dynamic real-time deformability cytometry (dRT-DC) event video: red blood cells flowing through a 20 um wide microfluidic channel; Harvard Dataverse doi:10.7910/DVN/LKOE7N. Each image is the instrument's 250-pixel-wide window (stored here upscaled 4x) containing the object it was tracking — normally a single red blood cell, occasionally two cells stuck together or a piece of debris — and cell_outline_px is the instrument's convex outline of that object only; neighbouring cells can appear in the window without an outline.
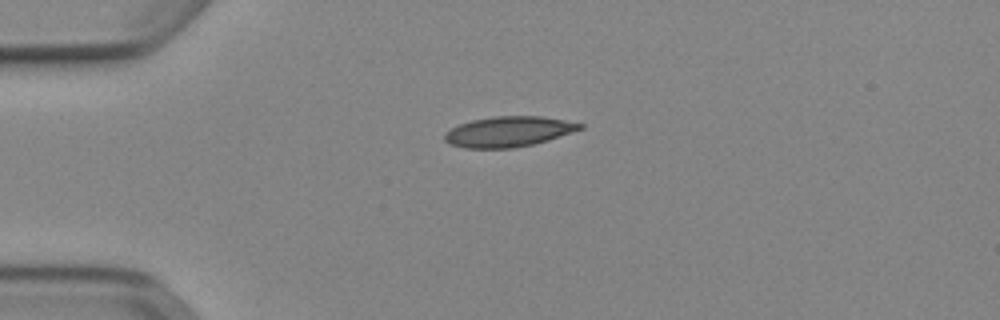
{"species": "Egyptian fruit bat (a non-hibernating species)", "species_latin": "Rousettus aegyptiacus", "temperature_condition": "cold", "stored_images_in_passage": 40, "camera_frame_rate_fps": 3000, "um_per_image_px": 0.085, "animal": {"sex": "female"}, "frame": {"image": 1, "passage_image": 1, "time_ms": 0.0, "image_size_px": [1000, 320], "cell_outline_px": [[584, 128], [548, 140], [532, 144], [512, 148], [464, 148], [448, 144], [444, 140], [444, 136], [452, 128], [460, 124], [472, 120], [496, 116], [540, 116], [564, 120], [584, 124]], "centroid_in_image_um": [43.22, 11.19], "position_along_channel_um": 41.8, "area_um2": 23.76}}
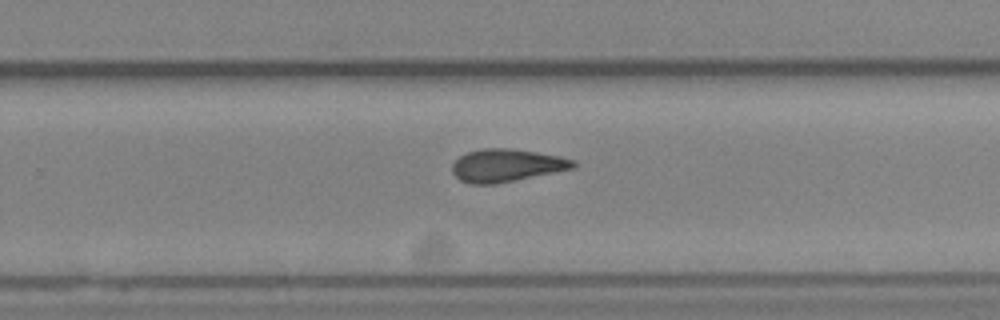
{"frame": {"image": 2, "passage_image": 22, "time_ms": 7.0, "image_size_px": [1000, 320], "cell_outline_px": [[576, 168], [496, 184], [468, 184], [460, 180], [452, 172], [452, 164], [460, 156], [468, 152], [484, 148], [512, 148], [560, 156], [576, 160]], "centroid_in_image_um": [43.08, 14.06], "position_along_channel_um": 286.7, "area_um2": 23.24}}
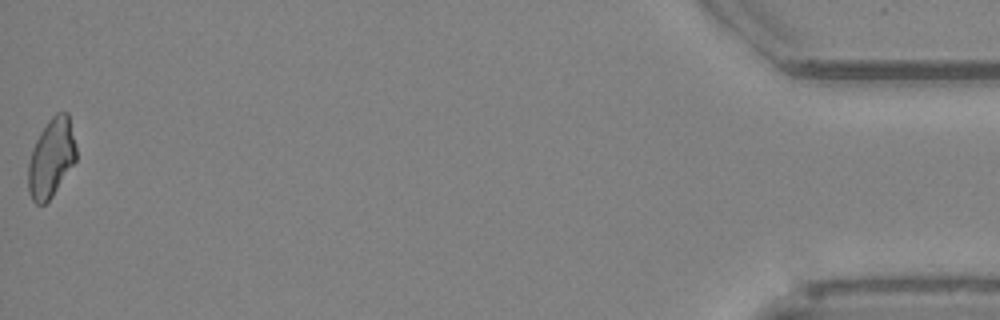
{"frame": {"image": 3, "passage_image": 40, "time_ms": 13.0, "image_size_px": [1000, 320], "cell_outline_px": [[76, 160], [52, 196], [44, 204], [36, 204], [32, 200], [28, 192], [28, 164], [32, 148], [40, 132], [48, 120], [56, 112], [68, 112], [76, 148]], "centroid_in_image_um": [4.34, 13.42], "position_along_channel_um": 430.9, "area_um2": 21.91}, "authors_computed_cell_mechanics": {"area_um2": 23.0333, "velocity_mm_per_s": 3.9244, "shape_relaxation_time_tau1_ms": null, "shape_relaxation_time_tau2_ms": 4.2642, "deformation_change_tau1": null, "deformation_change_tau2": 0.116}}